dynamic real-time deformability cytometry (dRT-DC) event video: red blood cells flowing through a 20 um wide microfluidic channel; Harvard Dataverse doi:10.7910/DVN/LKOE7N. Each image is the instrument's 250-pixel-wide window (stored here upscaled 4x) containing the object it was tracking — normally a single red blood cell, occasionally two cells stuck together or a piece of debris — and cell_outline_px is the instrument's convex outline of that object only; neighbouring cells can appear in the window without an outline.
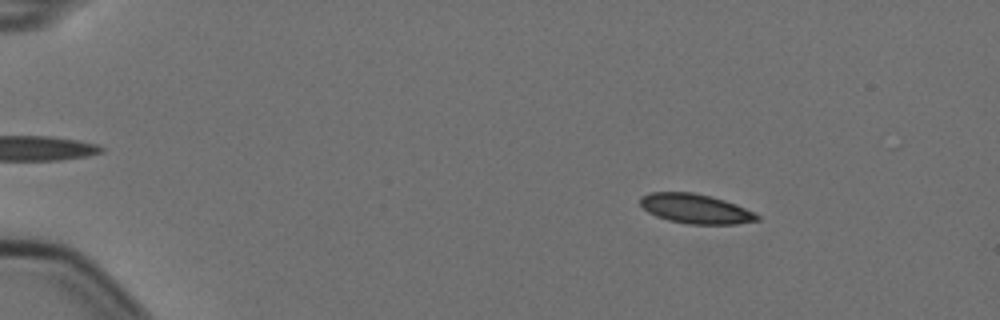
{"species": "Egyptian fruit bat (a non-hibernating species)", "species_latin": "Rousettus aegyptiacus", "temperature_condition": "cold", "stored_images_in_passage": 6, "camera_frame_rate_fps": 3000, "um_per_image_px": 0.085, "animal": {"sex": "female"}, "frame": {"image": 1, "passage_image": 3, "time_ms": 0.667, "image_size_px": [1000, 320], "cell_outline_px": [[760, 220], [736, 224], [688, 224], [668, 220], [656, 216], [648, 212], [640, 204], [640, 196], [652, 192], [692, 192], [712, 196], [736, 204], [760, 216]], "centroid_in_image_um": [59.11, 17.74], "position_along_channel_um": 25.9, "area_um2": 20.11}}
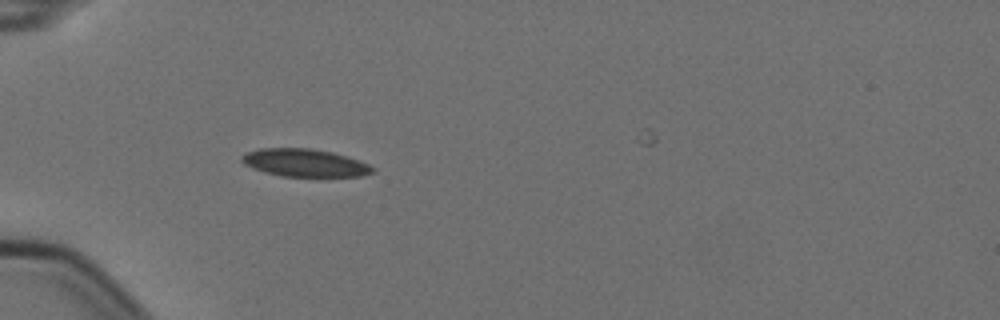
{"frame": {"image": 2, "passage_image": 6, "time_ms": 1.667, "image_size_px": [1000, 320], "cell_outline_px": [[376, 172], [360, 176], [280, 176], [264, 172], [252, 168], [244, 164], [240, 160], [240, 156], [248, 152], [260, 148], [308, 148], [332, 152], [368, 164], [376, 168]], "centroid_in_image_um": [25.87, 13.84], "position_along_channel_um": 59.1, "area_um2": 21.04}}